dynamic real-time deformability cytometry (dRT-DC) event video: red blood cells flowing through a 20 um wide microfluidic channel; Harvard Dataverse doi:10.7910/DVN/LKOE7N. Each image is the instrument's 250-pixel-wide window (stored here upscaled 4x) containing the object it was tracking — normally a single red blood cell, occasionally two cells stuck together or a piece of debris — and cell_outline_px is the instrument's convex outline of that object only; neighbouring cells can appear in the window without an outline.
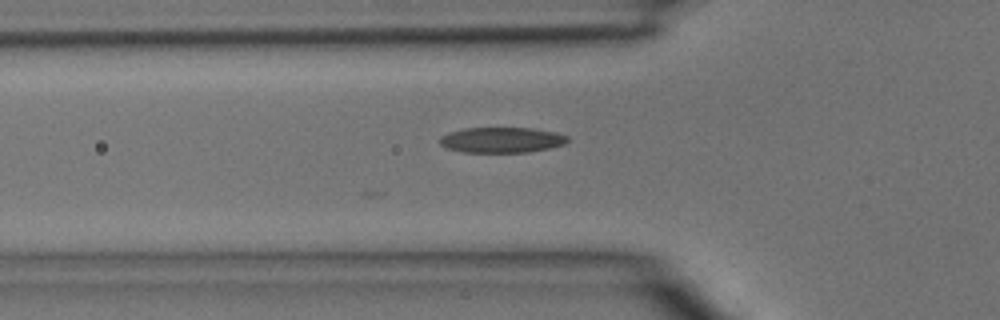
{"species": "common noctule bat (a hibernating species)", "species_latin": "Nyctalus noctula", "temperature_condition": "room temperature", "stored_images_in_passage": 23, "camera_frame_rate_fps": 3000, "um_per_image_px": 0.085, "animal": {"sex": "male", "body_mass_g": 15.6}, "frame": {"image": 1, "passage_image": 2, "time_ms": 0.333, "image_size_px": [1000, 320], "cell_outline_px": [[568, 140], [564, 144], [548, 148], [528, 152], [464, 152], [448, 148], [440, 144], [440, 136], [448, 132], [464, 128], [532, 128], [556, 132], [568, 136]], "centroid_in_image_um": [42.63, 11.89], "position_along_channel_um": 83.2, "area_um2": 18.9}}